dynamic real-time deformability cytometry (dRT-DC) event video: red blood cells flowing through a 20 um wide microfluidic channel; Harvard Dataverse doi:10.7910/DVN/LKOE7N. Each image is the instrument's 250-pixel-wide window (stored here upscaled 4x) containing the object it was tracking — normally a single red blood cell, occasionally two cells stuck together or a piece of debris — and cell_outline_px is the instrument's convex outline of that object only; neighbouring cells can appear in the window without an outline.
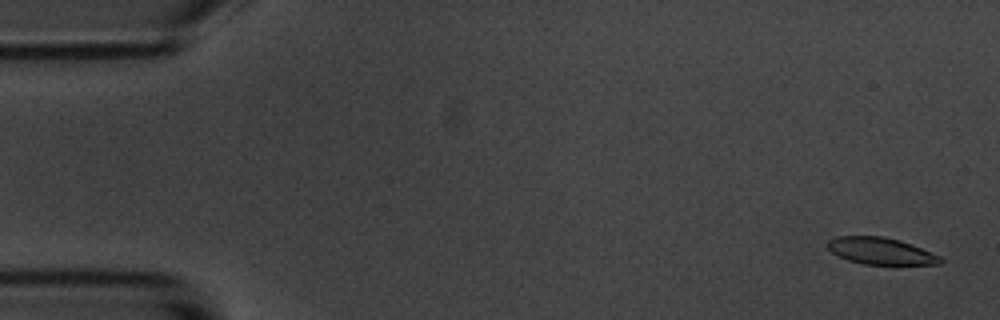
{"species": "common noctule bat (a hibernating species)", "species_latin": "Nyctalus noctula", "temperature_condition": "room temperature", "stored_images_in_passage": 55, "camera_frame_rate_fps": 3000, "um_per_image_px": 0.085, "animal": {"sex": "male", "body_mass_g": 20.1, "forearm_length_mm": 53.5}, "frame": {"image": 1, "passage_image": 2, "time_ms": 0.333, "image_size_px": [1000, 320], "cell_outline_px": [[944, 260], [940, 264], [864, 264], [848, 260], [832, 252], [828, 248], [828, 240], [836, 236], [884, 236], [900, 240], [912, 244], [940, 256]], "centroid_in_image_um": [74.87, 21.32], "position_along_channel_um": 10.1, "area_um2": 17.51}}
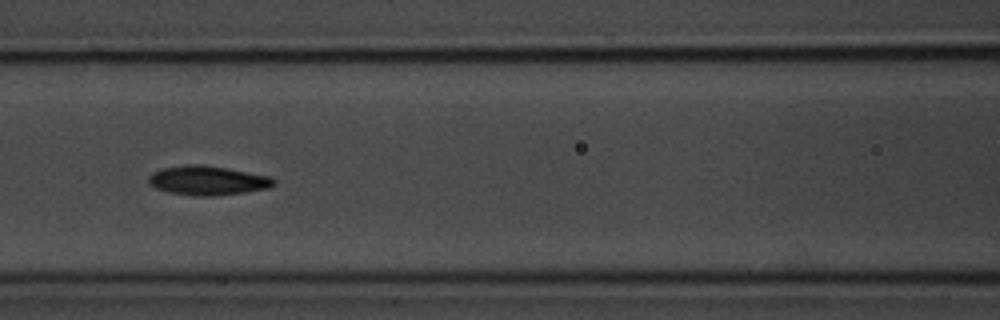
{"frame": {"image": 2, "passage_image": 24, "time_ms": 7.667, "image_size_px": [1000, 320], "cell_outline_px": [[276, 184], [268, 188], [244, 192], [212, 196], [200, 196], [168, 192], [156, 188], [148, 184], [148, 176], [152, 172], [160, 168], [184, 164], [204, 164], [228, 168], [272, 176], [276, 180]], "centroid_in_image_um": [17.64, 15.32], "position_along_channel_um": 149.0, "area_um2": 21.68}}
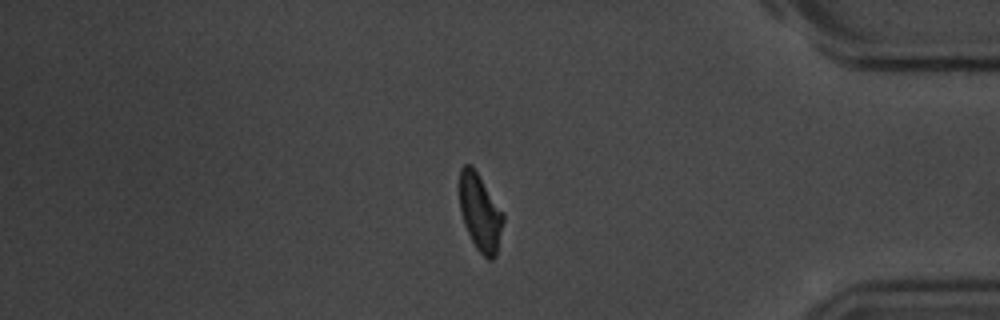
{"frame": {"image": 3, "passage_image": 47, "time_ms": 15.333, "image_size_px": [1000, 320], "cell_outline_px": [[504, 220], [496, 256], [492, 260], [488, 260], [476, 248], [464, 224], [460, 212], [460, 168], [464, 164], [472, 164], [504, 212]], "centroid_in_image_um": [40.82, 18.04], "position_along_channel_um": 394.4, "area_um2": 19.77}}